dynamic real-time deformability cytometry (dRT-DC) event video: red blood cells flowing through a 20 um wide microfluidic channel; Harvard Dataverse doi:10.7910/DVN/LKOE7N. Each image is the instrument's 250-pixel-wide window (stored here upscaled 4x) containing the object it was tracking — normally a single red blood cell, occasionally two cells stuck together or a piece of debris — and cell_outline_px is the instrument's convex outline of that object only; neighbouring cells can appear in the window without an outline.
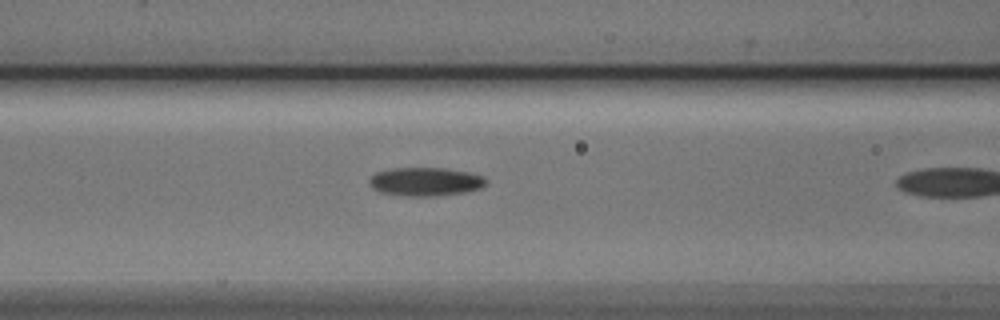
{"species": "Egyptian fruit bat (a non-hibernating species)", "species_latin": "Rousettus aegyptiacus", "temperature_condition": "cold", "stored_images_in_passage": 4, "camera_frame_rate_fps": 3000, "um_per_image_px": 0.085, "animal": {"sex": "male"}, "frame": {"image": 1, "passage_image": 3, "time_ms": 0.667, "image_size_px": [1000, 320], "cell_outline_px": [[488, 184], [480, 188], [464, 192], [432, 196], [408, 196], [380, 192], [372, 188], [368, 184], [368, 180], [376, 172], [388, 168], [444, 168], [468, 172], [484, 176], [488, 180]], "centroid_in_image_um": [36.15, 15.43], "position_along_channel_um": 130.4, "area_um2": 19.54}}